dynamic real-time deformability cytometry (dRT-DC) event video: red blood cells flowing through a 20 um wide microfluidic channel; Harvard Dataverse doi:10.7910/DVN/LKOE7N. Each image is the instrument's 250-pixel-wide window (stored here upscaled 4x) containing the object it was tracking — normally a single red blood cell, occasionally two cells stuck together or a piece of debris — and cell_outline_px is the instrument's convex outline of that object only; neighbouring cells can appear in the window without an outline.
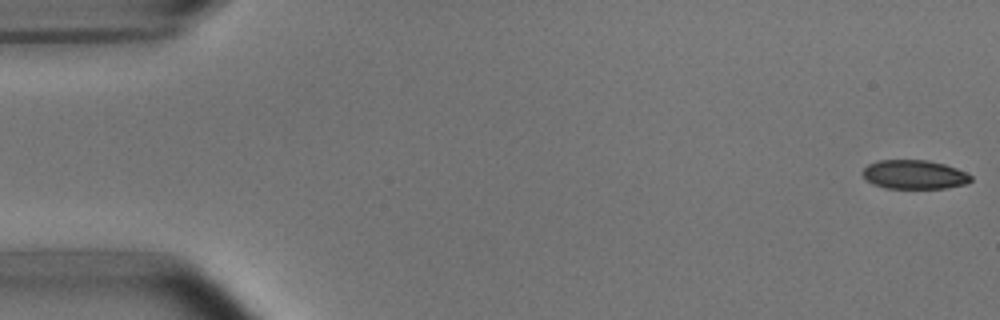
{"species": "common noctule bat (a hibernating species)", "species_latin": "Nyctalus noctula", "temperature_condition": "room temperature", "stored_images_in_passage": 5, "camera_frame_rate_fps": 3000, "um_per_image_px": 0.085, "animal": {"sex": "male", "body_mass_g": 15.6}, "frame": {"image": 1, "passage_image": 1, "time_ms": 0.0, "image_size_px": [1000, 320], "cell_outline_px": [[972, 180], [968, 184], [944, 188], [888, 188], [872, 184], [860, 172], [868, 164], [880, 160], [928, 160], [944, 164], [956, 168], [972, 176]], "centroid_in_image_um": [77.72, 14.83], "position_along_channel_um": 7.3, "area_um2": 18.26}}
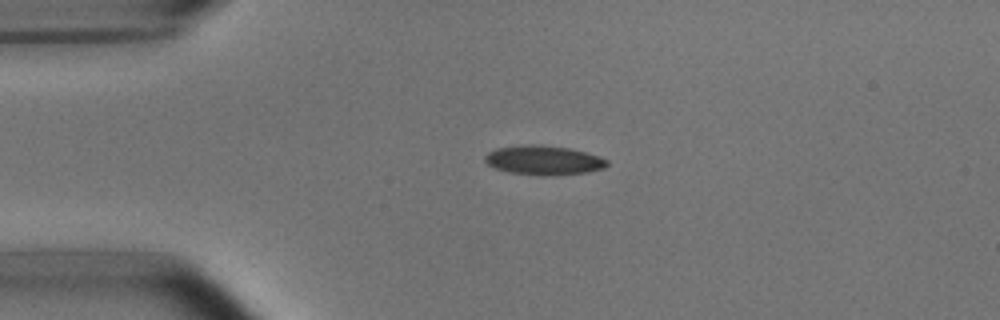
{"frame": {"image": 2, "passage_image": 4, "time_ms": 1.0, "image_size_px": [1000, 320], "cell_outline_px": [[608, 164], [604, 168], [588, 172], [544, 176], [508, 172], [496, 168], [488, 164], [484, 160], [484, 156], [488, 152], [496, 148], [528, 144], [532, 144], [568, 148], [600, 156], [608, 160]], "centroid_in_image_um": [46.2, 13.62], "position_along_channel_um": 38.8, "area_um2": 20.75}}